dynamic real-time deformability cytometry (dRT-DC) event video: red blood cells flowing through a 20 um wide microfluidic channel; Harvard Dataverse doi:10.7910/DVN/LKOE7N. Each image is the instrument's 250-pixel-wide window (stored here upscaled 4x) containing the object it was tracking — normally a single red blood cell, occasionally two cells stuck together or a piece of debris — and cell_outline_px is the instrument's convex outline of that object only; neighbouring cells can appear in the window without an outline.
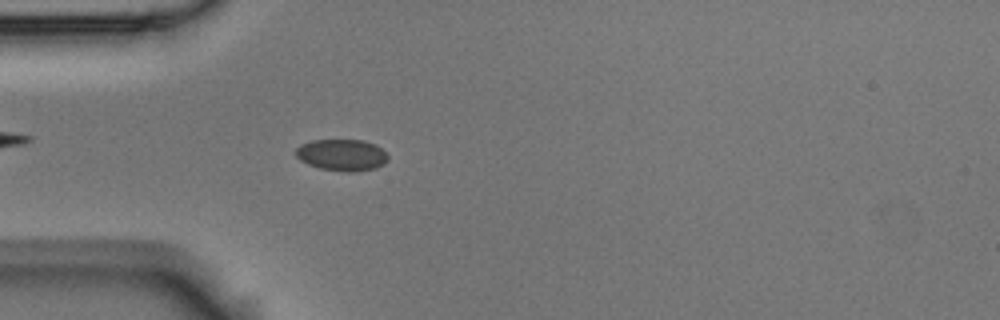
{"species": "Egyptian fruit bat (a non-hibernating species)", "species_latin": "Rousettus aegyptiacus", "temperature_condition": "room temperature", "stored_images_in_passage": 3, "camera_frame_rate_fps": 3000, "um_per_image_px": 0.085, "animal": {"sex": "male"}, "frame": {"image": 1, "passage_image": 3, "time_ms": 0.667, "image_size_px": [1000, 320], "cell_outline_px": [[388, 160], [384, 164], [376, 168], [352, 172], [348, 172], [320, 168], [308, 164], [300, 160], [296, 156], [296, 148], [300, 144], [312, 140], [364, 140], [376, 144], [388, 156]], "centroid_in_image_um": [29.06, 13.17], "position_along_channel_um": 55.9, "area_um2": 16.99}}